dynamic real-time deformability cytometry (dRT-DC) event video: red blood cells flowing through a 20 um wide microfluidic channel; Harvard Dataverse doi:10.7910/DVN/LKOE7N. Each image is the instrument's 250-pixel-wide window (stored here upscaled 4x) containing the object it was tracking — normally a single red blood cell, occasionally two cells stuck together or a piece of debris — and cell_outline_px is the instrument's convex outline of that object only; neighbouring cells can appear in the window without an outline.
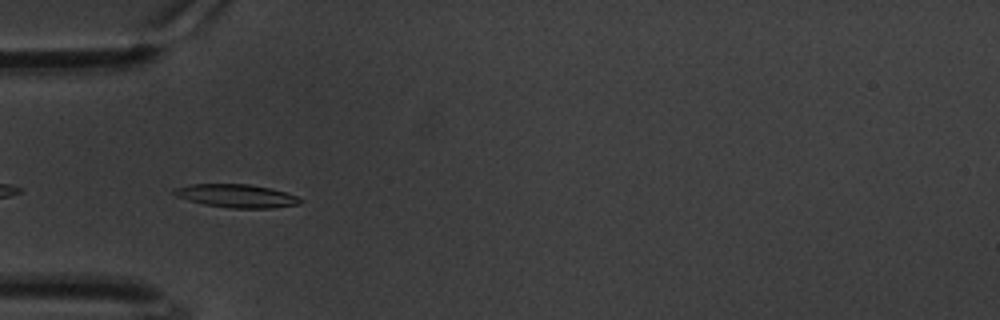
{"species": "common noctule bat (a hibernating species)", "species_latin": "Nyctalus noctula", "temperature_condition": "warm", "stored_images_in_passage": 13, "camera_frame_rate_fps": 3000, "um_per_image_px": 0.085, "animal": {"sex": "male", "body_mass_g": 20.1, "forearm_length_mm": 53.5}, "frame": {"image": 1, "passage_image": 3, "time_ms": 0.667, "image_size_px": [1000, 320], "cell_outline_px": [[304, 200], [300, 204], [272, 208], [228, 208], [204, 204], [188, 200], [176, 196], [172, 192], [172, 188], [192, 184], [248, 184], [268, 188], [284, 192], [296, 196]], "centroid_in_image_um": [20.07, 16.65], "position_along_channel_um": 64.9, "area_um2": 17.05}}
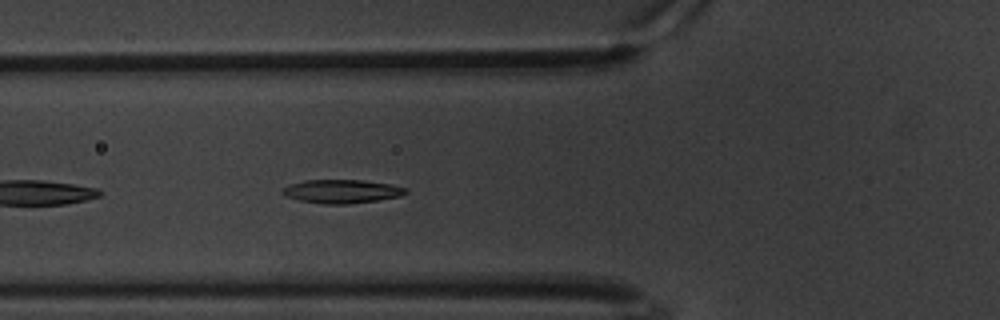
{"frame": {"image": 2, "passage_image": 6, "time_ms": 1.667, "image_size_px": [1000, 320], "cell_outline_px": [[408, 192], [400, 196], [376, 200], [348, 204], [324, 204], [300, 200], [284, 196], [280, 192], [288, 184], [304, 180], [360, 180], [388, 184], [404, 188]], "centroid_in_image_um": [28.97, 16.26], "position_along_channel_um": 96.8, "area_um2": 16.76}}
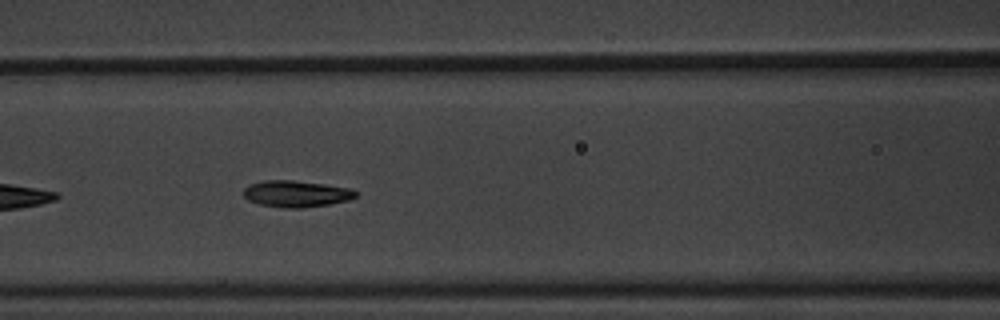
{"frame": {"image": 3, "passage_image": 10, "time_ms": 3.0, "image_size_px": [1000, 320], "cell_outline_px": [[356, 196], [348, 200], [328, 204], [304, 208], [284, 208], [260, 204], [248, 200], [244, 196], [244, 188], [248, 184], [264, 180], [292, 180], [324, 184], [348, 188], [356, 192]], "centroid_in_image_um": [25.13, 16.47], "position_along_channel_um": 141.5, "area_um2": 17.22}}